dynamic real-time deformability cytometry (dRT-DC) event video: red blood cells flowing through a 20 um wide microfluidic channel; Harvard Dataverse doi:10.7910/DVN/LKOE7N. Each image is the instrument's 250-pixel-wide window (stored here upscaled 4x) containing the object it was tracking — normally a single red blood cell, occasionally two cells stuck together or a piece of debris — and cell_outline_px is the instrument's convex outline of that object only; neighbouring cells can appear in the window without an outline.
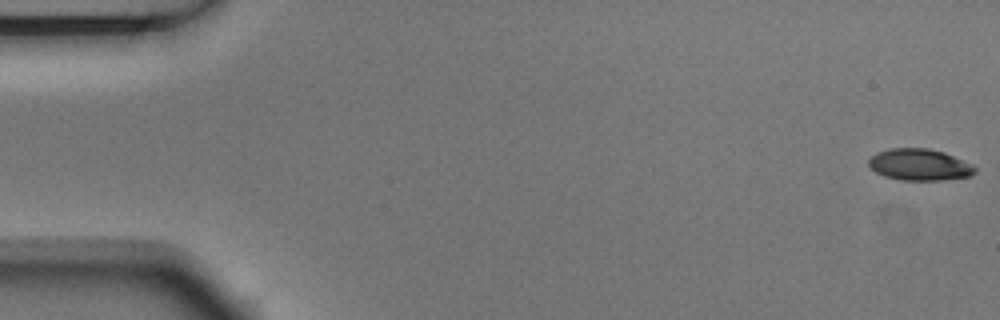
{"species": "Egyptian fruit bat (a non-hibernating species)", "species_latin": "Rousettus aegyptiacus", "temperature_condition": "room temperature", "stored_images_in_passage": 5, "camera_frame_rate_fps": 3000, "um_per_image_px": 0.085, "animal": {"sex": "male"}, "frame": {"image": 1, "passage_image": 1, "time_ms": 0.0, "image_size_px": [1000, 320], "cell_outline_px": [[976, 172], [972, 176], [940, 180], [900, 180], [884, 176], [876, 172], [868, 164], [868, 160], [876, 152], [892, 148], [928, 148], [944, 152], [972, 164], [976, 168]], "centroid_in_image_um": [78.17, 14.0], "position_along_channel_um": 6.8, "area_um2": 19.59}}